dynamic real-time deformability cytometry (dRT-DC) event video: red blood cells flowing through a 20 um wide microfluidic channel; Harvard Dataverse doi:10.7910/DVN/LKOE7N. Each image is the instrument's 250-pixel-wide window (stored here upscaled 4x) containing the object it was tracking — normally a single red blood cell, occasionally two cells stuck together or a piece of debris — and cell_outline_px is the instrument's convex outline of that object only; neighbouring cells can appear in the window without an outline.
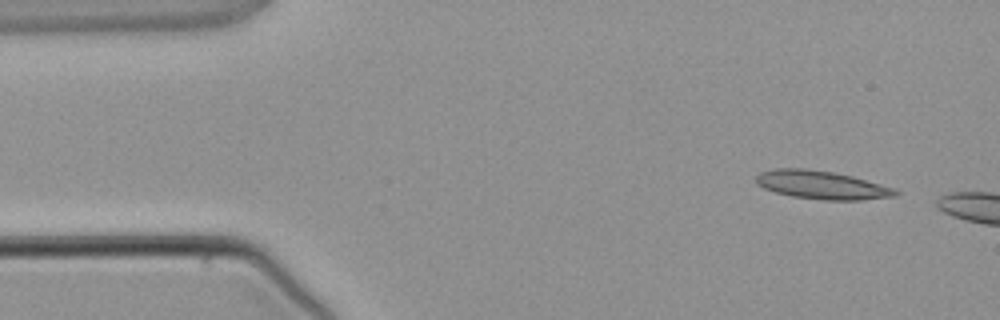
{"species": "common noctule bat (a hibernating species)", "species_latin": "Nyctalus noctula", "temperature_condition": "warm", "stored_images_in_passage": 4, "camera_frame_rate_fps": 3000, "um_per_image_px": 0.085, "animal": {"sex": "male", "body_mass_g": 21.5, "forearm_length_mm": 52.0}, "frame": {"image": 1, "passage_image": 1, "time_ms": 0.0, "image_size_px": [1000, 320], "cell_outline_px": [[900, 192], [896, 196], [860, 200], [824, 200], [792, 196], [776, 192], [764, 188], [756, 184], [756, 176], [760, 172], [776, 168], [804, 168], [836, 172], [852, 176], [896, 188]], "centroid_in_image_um": [69.87, 15.71], "position_along_channel_um": 15.1, "area_um2": 23.12}}